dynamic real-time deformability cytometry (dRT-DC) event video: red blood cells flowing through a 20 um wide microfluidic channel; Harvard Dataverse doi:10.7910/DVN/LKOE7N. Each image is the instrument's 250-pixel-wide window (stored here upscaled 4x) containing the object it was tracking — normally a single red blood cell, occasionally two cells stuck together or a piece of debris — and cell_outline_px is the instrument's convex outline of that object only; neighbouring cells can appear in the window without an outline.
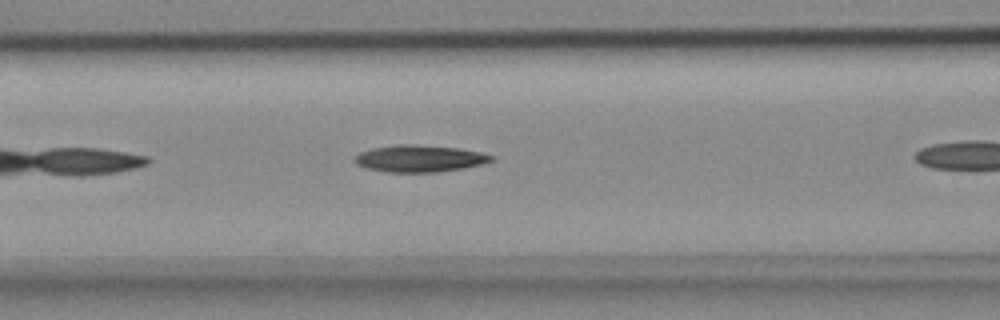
{"species": "common noctule bat (a hibernating species)", "species_latin": "Nyctalus noctula", "temperature_condition": "cold", "stored_images_in_passage": 17, "camera_frame_rate_fps": 3000, "um_per_image_px": 0.085, "animal": {"sex": "female", "body_mass_g": 18.4}, "frame": {"image": 1, "passage_image": 10, "time_ms": 3.0, "image_size_px": [1000, 320], "cell_outline_px": [[496, 160], [464, 168], [436, 172], [388, 172], [364, 168], [356, 164], [352, 160], [352, 156], [360, 152], [372, 148], [396, 144], [412, 144], [456, 148], [480, 152], [496, 156]], "centroid_in_image_um": [35.62, 13.47], "position_along_channel_um": 131.0, "area_um2": 21.62}}